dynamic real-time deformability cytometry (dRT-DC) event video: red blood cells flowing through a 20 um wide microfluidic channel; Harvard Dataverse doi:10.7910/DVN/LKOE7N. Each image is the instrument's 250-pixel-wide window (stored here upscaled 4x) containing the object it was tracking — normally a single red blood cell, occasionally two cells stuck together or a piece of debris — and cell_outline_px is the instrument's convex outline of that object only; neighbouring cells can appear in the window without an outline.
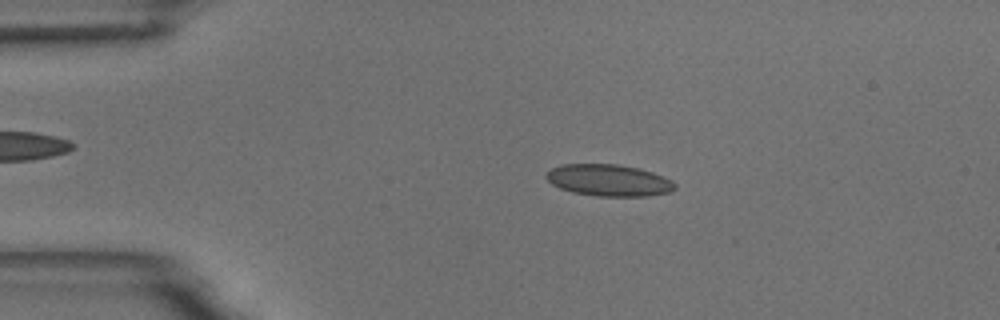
{"species": "common noctule bat (a hibernating species)", "species_latin": "Nyctalus noctula", "temperature_condition": "room temperature", "stored_images_in_passage": 54, "camera_frame_rate_fps": 3000, "um_per_image_px": 0.085, "animal": {"sex": "male", "body_mass_g": 18.8}, "frame": {"image": 1, "passage_image": 10, "time_ms": 3.0, "image_size_px": [1000, 320], "cell_outline_px": [[676, 188], [672, 192], [648, 196], [596, 196], [572, 192], [560, 188], [552, 184], [544, 176], [552, 168], [560, 164], [616, 164], [636, 168], [652, 172], [664, 176], [672, 180], [676, 184]], "centroid_in_image_um": [51.76, 15.33], "position_along_channel_um": 33.2, "area_um2": 23.87}}
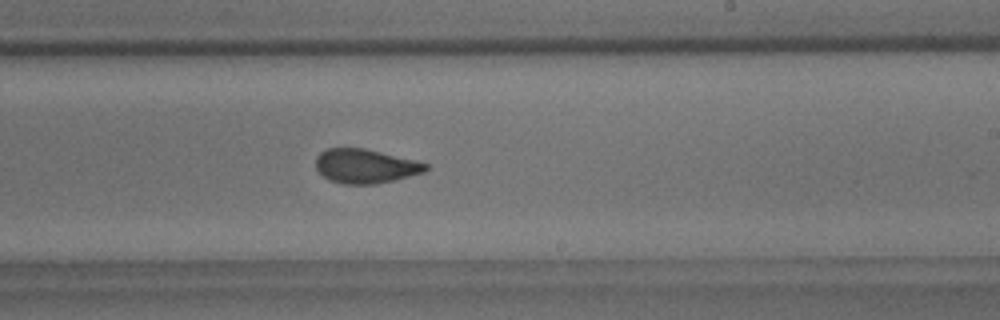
{"frame": {"image": 2, "passage_image": 32, "time_ms": 10.333, "image_size_px": [1000, 320], "cell_outline_px": [[428, 168], [424, 172], [396, 180], [376, 184], [344, 184], [332, 180], [324, 176], [316, 168], [316, 156], [320, 152], [328, 148], [364, 148], [428, 164]], "centroid_in_image_um": [31.04, 14.12], "position_along_channel_um": 258.0, "area_um2": 21.62}}
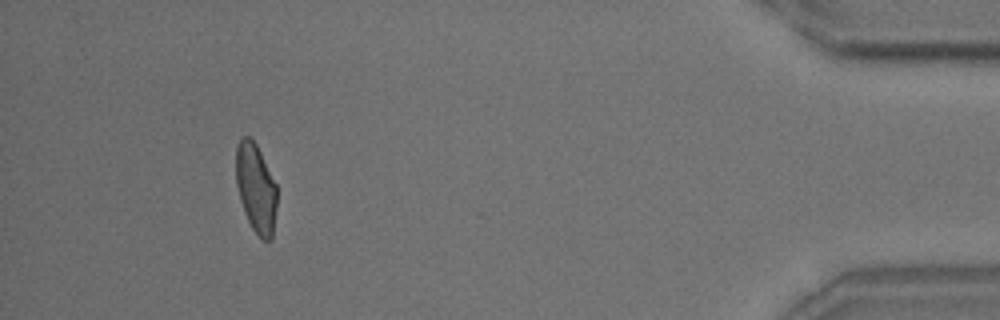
{"frame": {"image": 3, "passage_image": 50, "time_ms": 16.333, "image_size_px": [1000, 320], "cell_outline_px": [[276, 208], [272, 240], [264, 240], [252, 228], [244, 212], [240, 200], [236, 184], [236, 148], [240, 140], [244, 136], [248, 136], [256, 144], [276, 184]], "centroid_in_image_um": [21.74, 16.0], "position_along_channel_um": 413.5, "area_um2": 20.98}, "authors_computed_cell_mechanics": {"area_um2": 22.542, "velocity_mm_per_s": 3.6395, "shape_relaxation_time_tau1_ms": 9.3013, "shape_relaxation_time_tau2_ms": 1.0514, "deformation_change_tau1": 0.1583, "deformation_change_tau2": 0.0704}}